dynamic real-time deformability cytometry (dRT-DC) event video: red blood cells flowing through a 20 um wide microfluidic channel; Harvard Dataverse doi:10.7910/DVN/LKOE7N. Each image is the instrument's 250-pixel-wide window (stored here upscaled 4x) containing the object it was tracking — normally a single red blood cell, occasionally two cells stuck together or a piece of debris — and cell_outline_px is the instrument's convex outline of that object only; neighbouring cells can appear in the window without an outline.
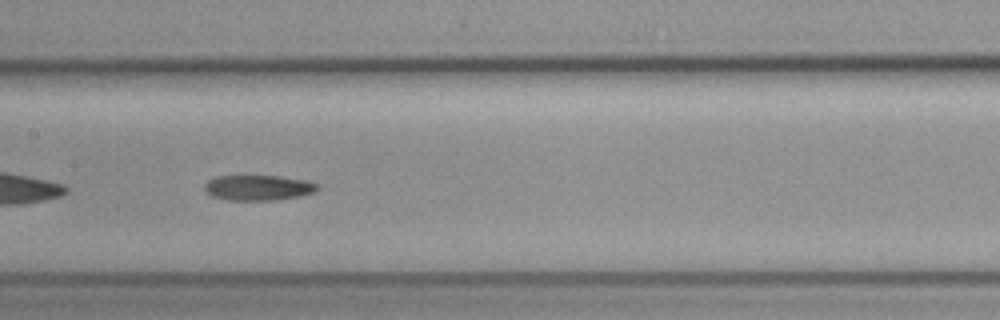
{"species": "common noctule bat (a hibernating species)", "species_latin": "Nyctalus noctula", "temperature_condition": "cold", "stored_images_in_passage": 40, "camera_frame_rate_fps": 3000, "um_per_image_px": 0.085, "animal": {"sex": "female", "body_mass_g": 19.3, "forearm_length_mm": 54.1}, "frame": {"image": 1, "passage_image": 12, "time_ms": 3.667, "image_size_px": [1000, 320], "cell_outline_px": [[320, 188], [316, 192], [300, 196], [276, 200], [228, 200], [212, 196], [204, 192], [204, 184], [208, 180], [216, 176], [280, 176], [308, 180], [320, 184]], "centroid_in_image_um": [21.99, 15.95], "position_along_channel_um": 185.4, "area_um2": 16.99}}
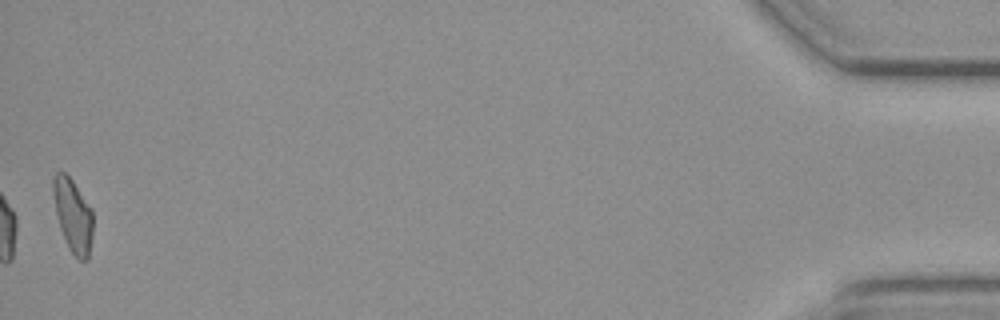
{"frame": {"image": 2, "passage_image": 40, "time_ms": 13.0, "image_size_px": [1000, 320], "cell_outline_px": [[92, 236], [88, 260], [80, 260], [68, 248], [60, 228], [56, 212], [52, 192], [52, 176], [56, 172], [64, 172], [72, 180], [92, 208]], "centroid_in_image_um": [6.19, 18.29], "position_along_channel_um": 429.0, "area_um2": 16.99}}